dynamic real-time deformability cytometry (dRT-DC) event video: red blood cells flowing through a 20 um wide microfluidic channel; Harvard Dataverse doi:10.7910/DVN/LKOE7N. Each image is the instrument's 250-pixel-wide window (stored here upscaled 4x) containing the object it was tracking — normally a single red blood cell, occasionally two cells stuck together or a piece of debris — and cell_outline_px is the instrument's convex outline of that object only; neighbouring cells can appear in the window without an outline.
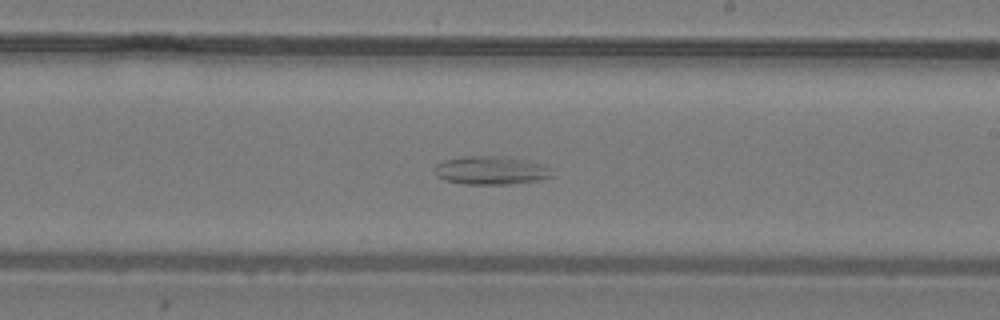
{"species": "common noctule bat (a hibernating species)", "species_latin": "Nyctalus noctula", "temperature_condition": "warm", "stored_images_in_passage": 26, "camera_frame_rate_fps": 3000, "um_per_image_px": 0.085, "animal": {"sex": "male", "body_mass_g": 19.2, "forearm_length_mm": 51.8}, "frame": {"image": 1, "passage_image": 15, "time_ms": 4.667, "image_size_px": [1000, 320], "cell_outline_px": [[552, 176], [536, 180], [508, 184], [464, 184], [448, 180], [436, 176], [432, 168], [440, 160], [464, 156], [512, 156], [528, 160], [540, 164], [548, 168]], "centroid_in_image_um": [41.64, 14.46], "position_along_channel_um": 247.4, "area_um2": 19.48}}
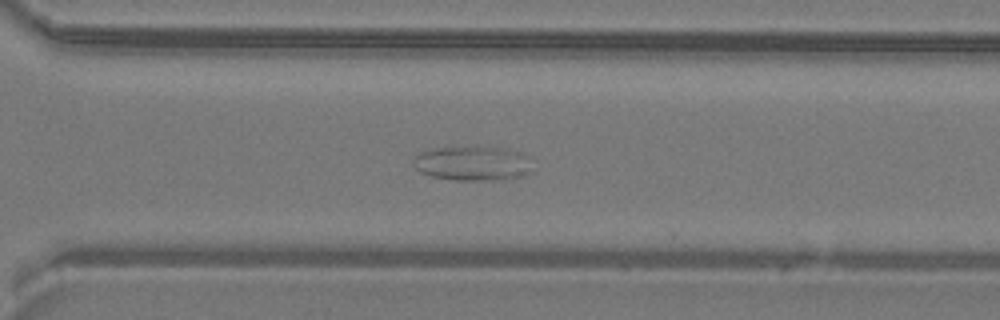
{"frame": {"image": 2, "passage_image": 19, "time_ms": 6.0, "image_size_px": [1000, 320], "cell_outline_px": [[532, 172], [516, 176], [496, 180], [452, 180], [432, 176], [420, 172], [412, 164], [412, 156], [416, 152], [436, 148], [508, 148], [520, 152], [528, 156]], "centroid_in_image_um": [40.11, 13.89], "position_along_channel_um": 330.5, "area_um2": 23.81}}